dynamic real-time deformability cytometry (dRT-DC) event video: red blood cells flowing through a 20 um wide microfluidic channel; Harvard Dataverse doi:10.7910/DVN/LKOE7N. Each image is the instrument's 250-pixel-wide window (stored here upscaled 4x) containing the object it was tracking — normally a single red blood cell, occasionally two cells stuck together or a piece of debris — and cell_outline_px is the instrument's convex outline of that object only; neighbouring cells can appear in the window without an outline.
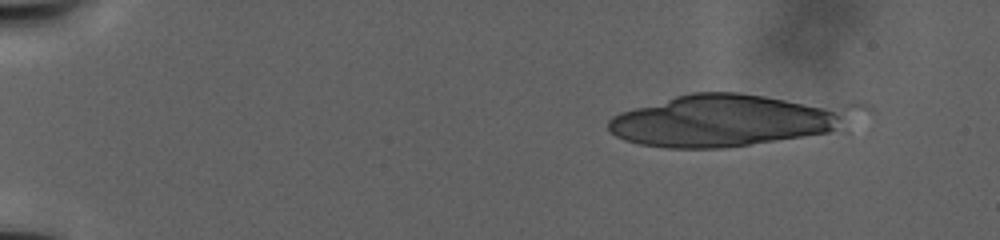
{"species": "human", "species_latin": "Homo sapiens", "temperature_condition": "warm", "stored_images_in_passage": 15, "camera_frame_rate_fps": 3000, "um_per_image_px": 0.085, "donor": {"sex": "male"}, "frame": {"image": 1, "passage_image": 7, "time_ms": 4.0, "image_size_px": [1000, 240], "cell_outline_px": [[836, 116], [832, 128], [828, 132], [724, 148], [668, 148], [640, 144], [624, 140], [616, 136], [608, 128], [608, 120], [612, 116], [620, 112], [676, 96], [692, 92], [740, 92], [764, 96], [824, 108], [832, 112]], "centroid_in_image_um": [61.09, 10.28], "position_along_channel_um": 23.9, "area_um2": 68.9}}